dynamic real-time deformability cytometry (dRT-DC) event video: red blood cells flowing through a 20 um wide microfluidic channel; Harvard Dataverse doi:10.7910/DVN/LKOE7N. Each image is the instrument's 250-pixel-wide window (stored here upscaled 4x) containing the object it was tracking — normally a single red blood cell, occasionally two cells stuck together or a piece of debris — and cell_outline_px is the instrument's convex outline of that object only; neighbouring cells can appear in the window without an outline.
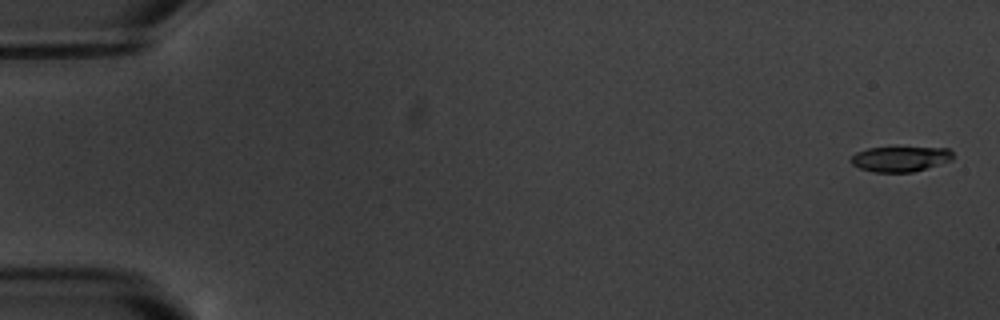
{"species": "common noctule bat (a hibernating species)", "species_latin": "Nyctalus noctula", "temperature_condition": "warm", "stored_images_in_passage": 17, "camera_frame_rate_fps": 3000, "um_per_image_px": 0.085, "animal": {"sex": "male", "body_mass_g": 20.1, "forearm_length_mm": 53.5}, "frame": {"image": 1, "passage_image": 1, "time_ms": 0.0, "image_size_px": [1000, 320], "cell_outline_px": [[952, 160], [912, 172], [872, 172], [860, 168], [852, 164], [848, 160], [856, 152], [868, 148], [896, 144], [948, 148], [952, 152]], "centroid_in_image_um": [76.5, 13.44], "position_along_channel_um": 8.5, "area_um2": 15.95}}
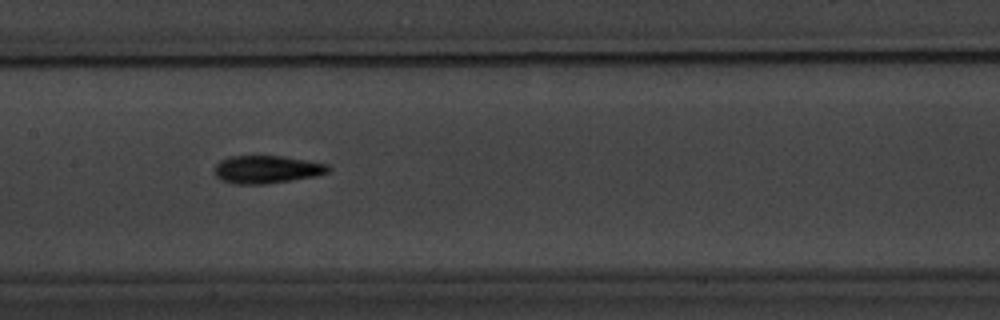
{"frame": {"image": 2, "passage_image": 9, "time_ms": 9.333, "image_size_px": [1000, 320], "cell_outline_px": [[332, 168], [328, 172], [316, 176], [264, 184], [236, 184], [220, 180], [212, 172], [212, 168], [220, 160], [228, 156], [280, 156], [328, 164]], "centroid_in_image_um": [22.61, 14.4], "position_along_channel_um": 184.8, "area_um2": 18.55}}
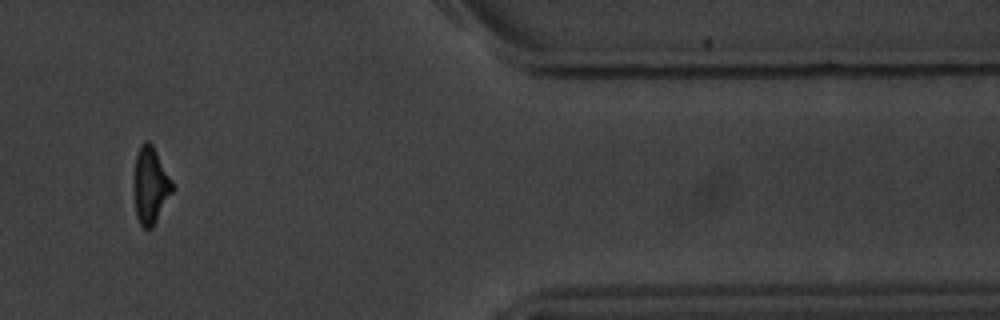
{"frame": {"image": 3, "passage_image": 15, "time_ms": 16.333, "image_size_px": [1000, 320], "cell_outline_px": [[176, 188], [152, 228], [144, 228], [140, 224], [136, 216], [136, 156], [140, 144], [144, 140], [148, 140], [152, 144], [172, 180]], "centroid_in_image_um": [12.85, 15.76], "position_along_channel_um": 398.5, "area_um2": 16.82}, "authors_computed_cell_mechanics": {"area_um2": 16.9932, "velocity_mm_per_s": 3.4912, "shape_relaxation_time_tau1_ms": 3.3306, "shape_relaxation_time_tau2_ms": 3.1974, "deformation_change_tau1": 0.1367, "deformation_change_tau2": 0.1016}}